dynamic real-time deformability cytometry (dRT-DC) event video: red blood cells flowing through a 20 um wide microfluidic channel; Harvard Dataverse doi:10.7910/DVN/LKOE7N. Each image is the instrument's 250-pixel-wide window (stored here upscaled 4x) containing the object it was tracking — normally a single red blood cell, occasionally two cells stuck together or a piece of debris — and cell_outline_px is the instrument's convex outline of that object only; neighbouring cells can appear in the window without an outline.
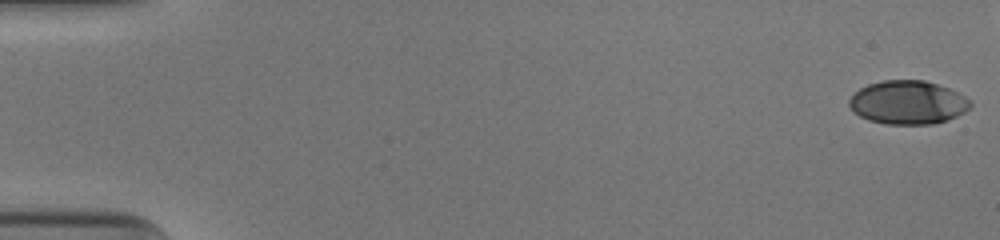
{"species": "human", "species_latin": "Homo sapiens", "temperature_condition": "cold", "stored_images_in_passage": 50, "camera_frame_rate_fps": 3000, "um_per_image_px": 0.085, "donor": {"sex": "male"}, "frame": {"image": 1, "passage_image": 1, "time_ms": 0.0, "image_size_px": [1000, 240], "cell_outline_px": [[972, 104], [964, 112], [948, 120], [932, 124], [888, 124], [868, 120], [860, 116], [848, 104], [848, 100], [860, 88], [868, 84], [884, 80], [924, 80], [948, 88], [964, 96]], "centroid_in_image_um": [77.16, 8.71], "position_along_channel_um": 7.8, "area_um2": 30.46}}
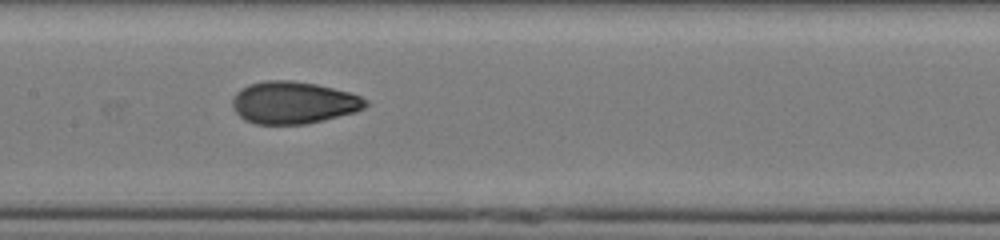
{"frame": {"image": 2, "passage_image": 27, "time_ms": 8.667, "image_size_px": [1000, 240], "cell_outline_px": [[368, 104], [364, 108], [356, 112], [304, 124], [256, 124], [244, 120], [236, 112], [232, 104], [232, 100], [236, 92], [240, 88], [248, 84], [264, 80], [292, 80], [316, 84], [348, 92], [360, 96], [368, 100]], "centroid_in_image_um": [24.92, 8.71], "position_along_channel_um": 182.5, "area_um2": 32.77}}
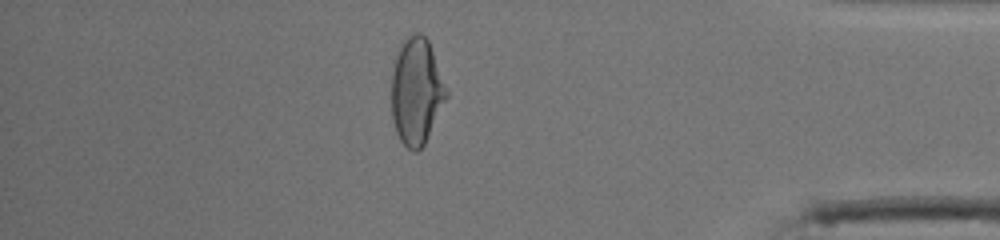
{"frame": {"image": 3, "passage_image": 46, "time_ms": 15.0, "image_size_px": [1000, 240], "cell_outline_px": [[448, 96], [424, 144], [416, 152], [412, 152], [400, 140], [396, 132], [392, 116], [392, 72], [396, 56], [400, 44], [408, 36], [416, 32], [420, 32], [428, 40], [448, 92]], "centroid_in_image_um": [35.39, 7.76], "position_along_channel_um": 399.8, "area_um2": 33.81}, "authors_computed_cell_mechanics": {"area_um2": 31.9056, "velocity_mm_per_s": 3.9447, "shape_relaxation_time_tau1_ms": 5.5508, "shape_relaxation_time_tau2_ms": 1.0731, "deformation_change_tau1": 0.1985, "deformation_change_tau2": 0.0628}}